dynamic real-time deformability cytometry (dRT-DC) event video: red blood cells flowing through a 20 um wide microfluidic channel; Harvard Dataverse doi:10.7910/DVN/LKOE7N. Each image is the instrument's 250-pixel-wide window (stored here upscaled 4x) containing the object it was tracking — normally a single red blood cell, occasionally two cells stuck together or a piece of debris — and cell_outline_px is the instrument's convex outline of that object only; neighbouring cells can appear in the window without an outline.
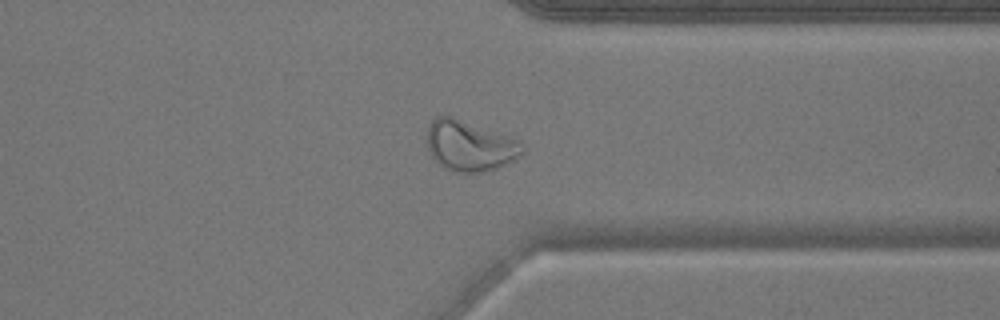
{"species": "common noctule bat (a hibernating species)", "species_latin": "Nyctalus noctula", "temperature_condition": "warm", "stored_images_in_passage": 37, "segment_of_instrument_passage": [1, 2], "camera_frame_rate_fps": 3000, "um_per_image_px": 0.085, "animal": {"sex": "male", "body_mass_g": 17.9}, "frame": {"image": 1, "passage_image": 25, "time_ms": 8.0, "image_size_px": [1000, 320], "cell_outline_px": [[524, 152], [520, 156], [496, 168], [484, 172], [456, 172], [440, 164], [432, 156], [428, 148], [428, 128], [432, 120], [436, 116], [452, 116], [520, 140], [524, 148]], "centroid_in_image_um": [39.95, 12.38], "position_along_channel_um": 371.5, "area_um2": 27.69}}
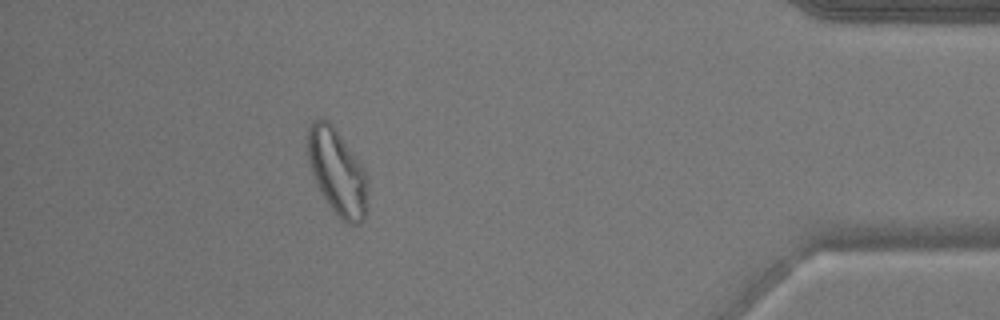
{"frame": {"image": 2, "passage_image": 31, "time_ms": 10.0, "image_size_px": [1000, 320], "cell_outline_px": [[364, 220], [360, 224], [348, 224], [340, 220], [328, 204], [312, 172], [308, 160], [304, 140], [308, 124], [312, 120], [320, 116], [328, 120], [332, 124], [364, 168]], "centroid_in_image_um": [28.56, 14.51], "position_along_channel_um": 406.6, "area_um2": 29.65}}